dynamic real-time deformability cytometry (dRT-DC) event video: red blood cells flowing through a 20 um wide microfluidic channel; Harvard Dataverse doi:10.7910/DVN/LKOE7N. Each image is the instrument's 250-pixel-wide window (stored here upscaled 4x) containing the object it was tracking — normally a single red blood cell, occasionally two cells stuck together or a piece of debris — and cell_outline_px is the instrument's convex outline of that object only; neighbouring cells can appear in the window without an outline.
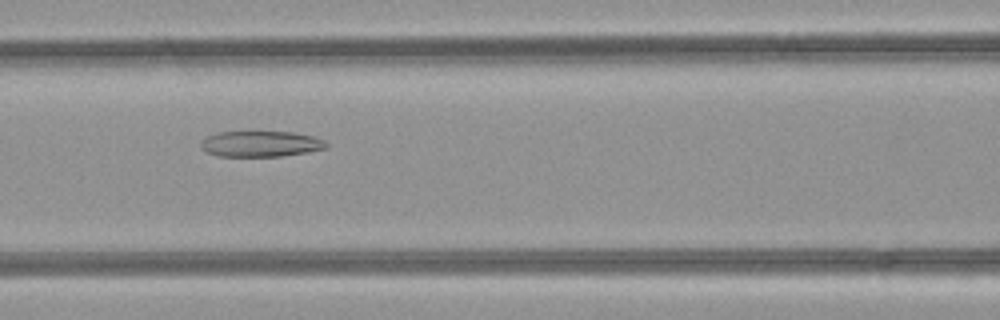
{"species": "common noctule bat (a hibernating species)", "species_latin": "Nyctalus noctula", "temperature_condition": "room temperature", "stored_images_in_passage": 28, "camera_frame_rate_fps": 3000, "um_per_image_px": 0.085, "animal": {"sex": "female", "body_mass_g": 21.9}, "frame": {"image": 1, "passage_image": 9, "time_ms": 2.667, "image_size_px": [1000, 320], "cell_outline_px": [[328, 144], [324, 148], [308, 152], [280, 156], [220, 156], [208, 152], [200, 148], [200, 140], [216, 132], [292, 132], [312, 136], [324, 140]], "centroid_in_image_um": [22.12, 12.22], "position_along_channel_um": 144.5, "area_um2": 18.73}}
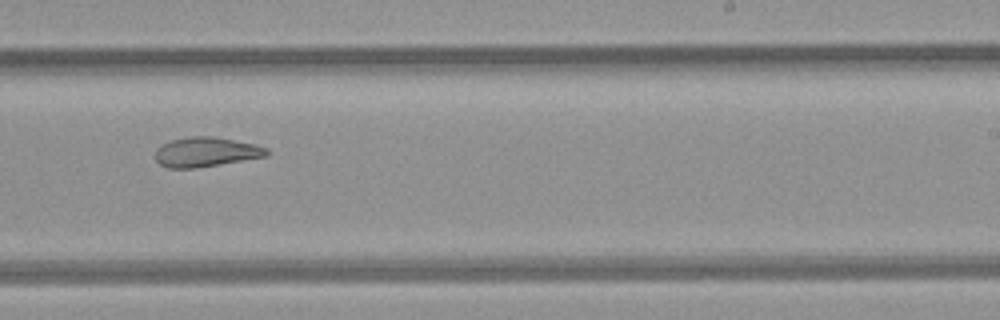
{"frame": {"image": 2, "passage_image": 18, "time_ms": 5.667, "image_size_px": [1000, 320], "cell_outline_px": [[268, 156], [196, 168], [168, 168], [160, 164], [156, 160], [156, 148], [160, 144], [172, 140], [192, 136], [212, 136], [256, 144], [268, 148]], "centroid_in_image_um": [17.51, 12.92], "position_along_channel_um": 271.5, "area_um2": 19.25}}
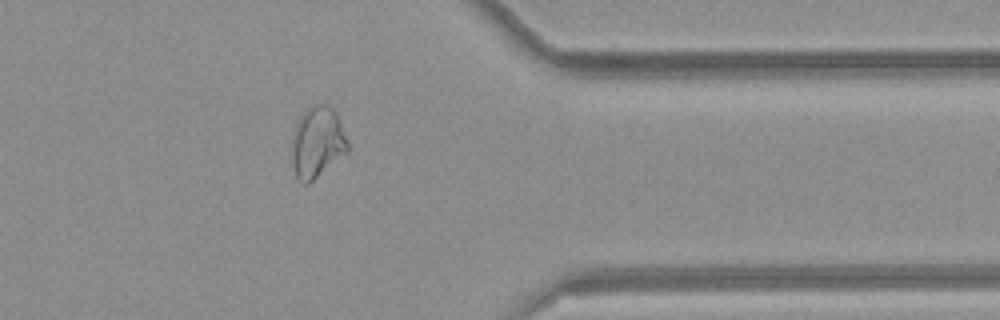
{"frame": {"image": 3, "passage_image": 27, "time_ms": 8.667, "image_size_px": [1000, 320], "cell_outline_px": [[348, 152], [308, 184], [300, 184], [296, 180], [292, 168], [292, 132], [300, 116], [312, 104], [328, 104], [336, 112], [348, 140]], "centroid_in_image_um": [26.95, 12.12], "position_along_channel_um": 384.5, "area_um2": 23.58}}